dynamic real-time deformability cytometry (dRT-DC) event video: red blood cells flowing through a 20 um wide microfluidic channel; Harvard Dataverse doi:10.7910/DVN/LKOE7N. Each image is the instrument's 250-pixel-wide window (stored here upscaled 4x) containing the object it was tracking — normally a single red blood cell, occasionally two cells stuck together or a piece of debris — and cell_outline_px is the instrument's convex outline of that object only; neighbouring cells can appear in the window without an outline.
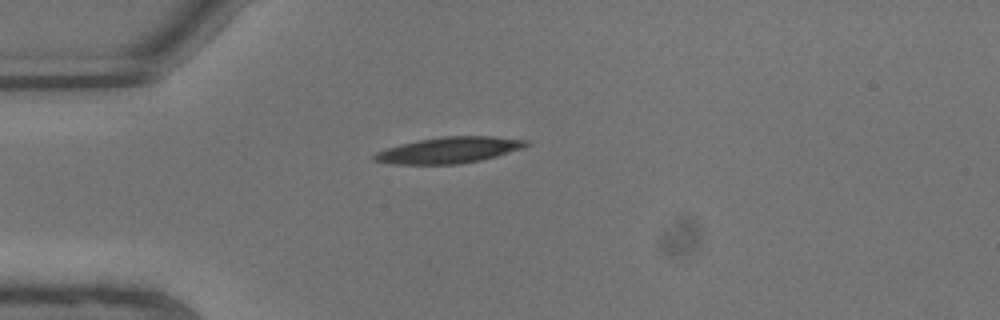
{"species": "common noctule bat (a hibernating species)", "species_latin": "Nyctalus noctula", "temperature_condition": "warm", "stored_images_in_passage": 3, "camera_frame_rate_fps": 3000, "um_per_image_px": 0.085, "animal": {"sex": "male", "body_mass_g": 13.3}, "frame": {"image": 1, "passage_image": 1, "time_ms": 0.0, "image_size_px": [1000, 320], "cell_outline_px": [[532, 144], [524, 148], [496, 156], [480, 160], [460, 164], [392, 164], [372, 160], [372, 156], [376, 152], [400, 144], [420, 140], [444, 136], [492, 136], [528, 140]], "centroid_in_image_um": [38.2, 12.76], "position_along_channel_um": 46.8, "area_um2": 23.12}}
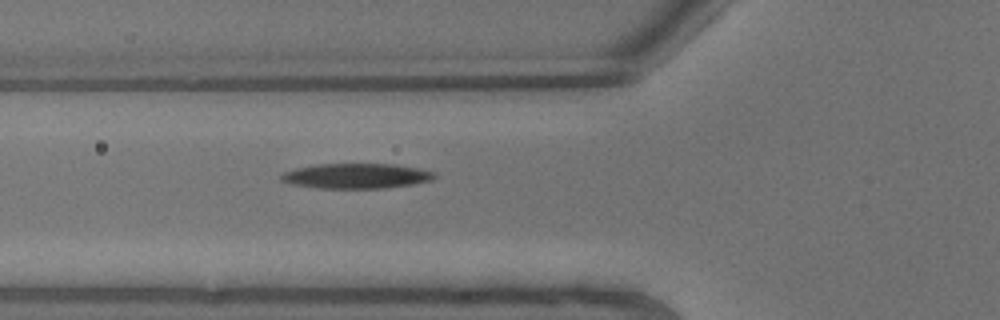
{"frame": {"image": 2, "passage_image": 3, "time_ms": 0.667, "image_size_px": [1000, 320], "cell_outline_px": [[436, 176], [432, 180], [412, 184], [384, 188], [316, 188], [292, 184], [280, 180], [280, 176], [284, 172], [296, 168], [320, 164], [396, 164], [420, 168], [436, 172]], "centroid_in_image_um": [30.32, 14.95], "position_along_channel_um": 95.5, "area_um2": 22.43}}